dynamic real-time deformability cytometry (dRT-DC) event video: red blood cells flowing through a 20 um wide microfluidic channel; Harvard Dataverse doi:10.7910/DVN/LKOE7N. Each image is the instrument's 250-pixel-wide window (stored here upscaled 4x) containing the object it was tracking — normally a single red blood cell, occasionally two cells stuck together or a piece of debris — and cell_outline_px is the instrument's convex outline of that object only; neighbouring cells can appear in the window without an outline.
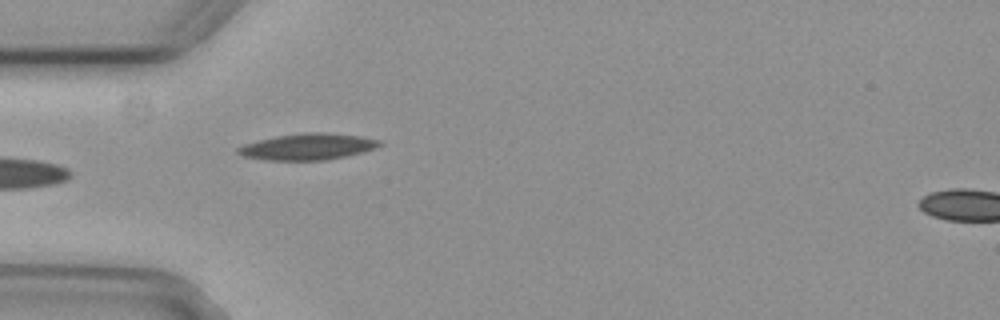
{"species": "common noctule bat (a hibernating species)", "species_latin": "Nyctalus noctula", "temperature_condition": "cold", "stored_images_in_passage": 7, "segment_of_instrument_passage": [1, 2], "camera_frame_rate_fps": 3000, "um_per_image_px": 0.085, "animal": {"sex": "female", "body_mass_g": 29.2, "forearm_length_mm": 56.3}, "frame": {"image": 1, "passage_image": 6, "time_ms": 1.667, "image_size_px": [1000, 320], "cell_outline_px": [[380, 144], [372, 148], [360, 152], [344, 156], [324, 160], [264, 160], [244, 156], [236, 152], [236, 148], [244, 144], [276, 136], [300, 132], [324, 132], [360, 136], [380, 140]], "centroid_in_image_um": [26.09, 12.46], "position_along_channel_um": 58.9, "area_um2": 21.44}}